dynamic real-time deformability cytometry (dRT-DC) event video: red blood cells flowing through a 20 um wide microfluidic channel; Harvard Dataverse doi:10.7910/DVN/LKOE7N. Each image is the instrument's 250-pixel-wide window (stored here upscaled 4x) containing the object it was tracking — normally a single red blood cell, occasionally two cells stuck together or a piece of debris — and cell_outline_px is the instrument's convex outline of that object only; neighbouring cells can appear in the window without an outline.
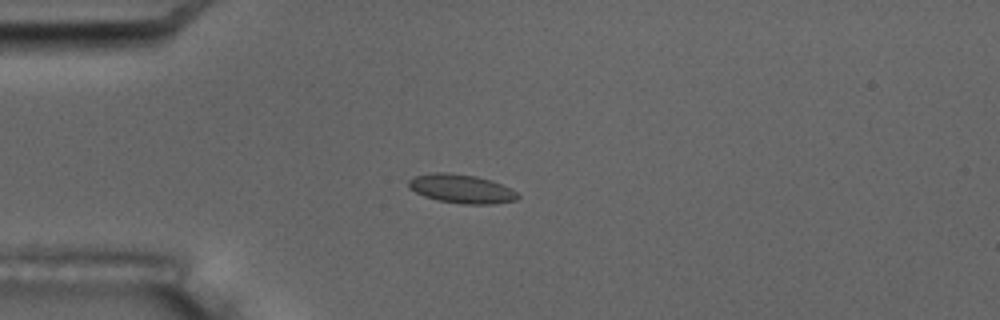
{"species": "common noctule bat (a hibernating species)", "species_latin": "Nyctalus noctula", "temperature_condition": "room temperature", "stored_images_in_passage": 4, "camera_frame_rate_fps": 3000, "um_per_image_px": 0.085, "animal": {"sex": "male", "body_mass_g": 17.5, "forearm_length_mm": 52.3}, "frame": {"image": 1, "passage_image": 3, "time_ms": 3.0, "image_size_px": [1000, 320], "cell_outline_px": [[520, 196], [516, 200], [496, 204], [460, 204], [436, 200], [424, 196], [408, 188], [408, 180], [412, 176], [436, 172], [448, 172], [476, 176], [492, 180], [512, 188]], "centroid_in_image_um": [39.22, 16.04], "position_along_channel_um": 45.8, "area_um2": 18.67}}